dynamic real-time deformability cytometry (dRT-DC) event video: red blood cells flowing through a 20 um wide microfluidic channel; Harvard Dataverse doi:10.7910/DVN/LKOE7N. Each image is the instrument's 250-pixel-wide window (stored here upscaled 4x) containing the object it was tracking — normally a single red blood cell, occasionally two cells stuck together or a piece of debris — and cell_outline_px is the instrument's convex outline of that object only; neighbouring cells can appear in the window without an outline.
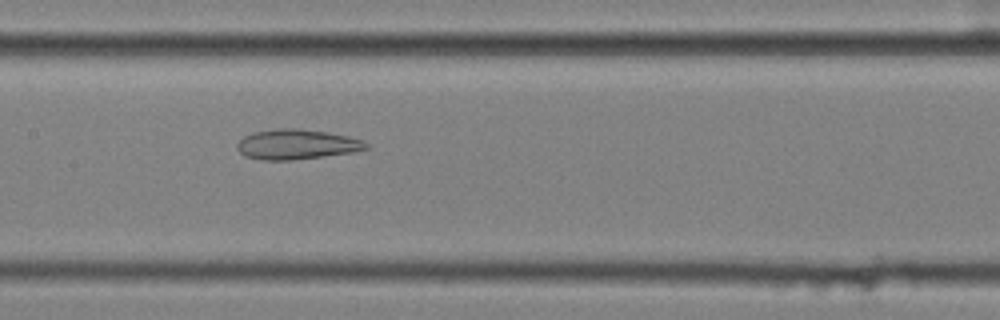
{"species": "common noctule bat (a hibernating species)", "species_latin": "Nyctalus noctula", "temperature_condition": "cold", "stored_images_in_passage": 56, "camera_frame_rate_fps": 3000, "um_per_image_px": 0.085, "animal": {"sex": "female", "body_mass_g": 25.1}, "frame": {"image": 1, "passage_image": 28, "time_ms": 9.0, "image_size_px": [1000, 320], "cell_outline_px": [[372, 148], [352, 152], [324, 156], [292, 160], [260, 160], [244, 156], [236, 148], [236, 144], [244, 136], [252, 132], [276, 128], [296, 128], [328, 132], [348, 136], [364, 140]], "centroid_in_image_um": [25.22, 12.27], "position_along_channel_um": 182.2, "area_um2": 22.83}}
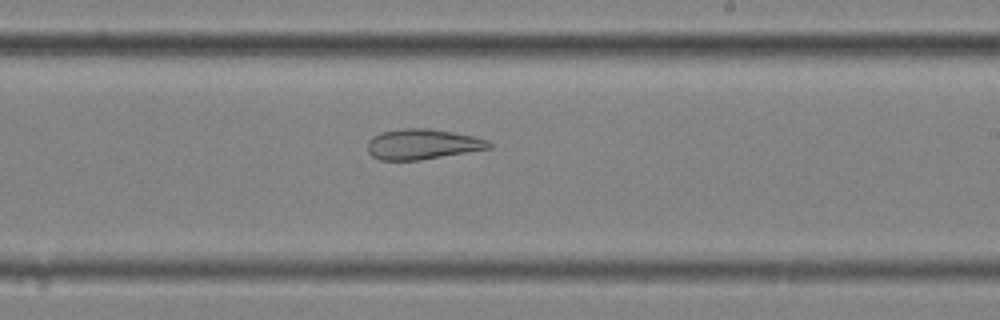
{"frame": {"image": 2, "passage_image": 34, "time_ms": 11.0, "image_size_px": [1000, 320], "cell_outline_px": [[492, 148], [420, 160], [380, 160], [372, 156], [368, 152], [368, 140], [372, 136], [380, 132], [400, 128], [428, 128], [452, 132], [472, 136], [488, 140], [492, 144]], "centroid_in_image_um": [35.88, 12.25], "position_along_channel_um": 253.1, "area_um2": 21.56}}
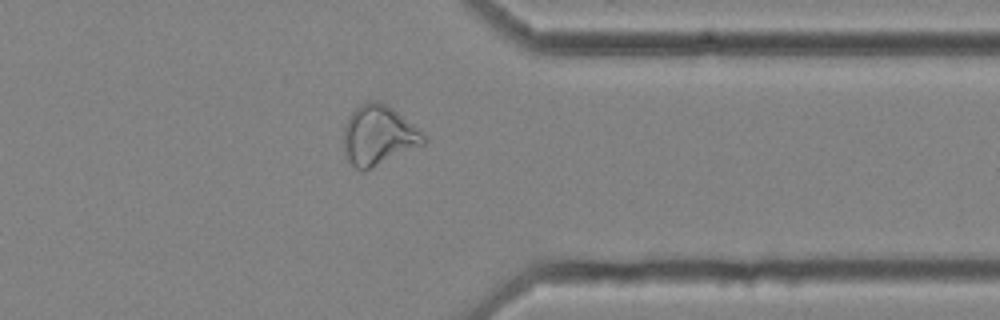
{"frame": {"image": 3, "passage_image": 45, "time_ms": 14.667, "image_size_px": [1000, 320], "cell_outline_px": [[428, 140], [424, 144], [372, 168], [356, 168], [348, 160], [344, 152], [344, 124], [348, 116], [360, 104], [368, 100], [380, 100], [392, 108], [420, 128], [428, 136]], "centroid_in_image_um": [32.2, 11.46], "position_along_channel_um": 379.2, "area_um2": 28.03}, "authors_computed_cell_mechanics": {"area_um2": 29.4202, "velocity_mm_per_s": 3.5537, "shape_relaxation_time_tau1_ms": null, "shape_relaxation_time_tau2_ms": 4.2326, "deformation_change_tau1": null, "deformation_change_tau2": 0.1373}}